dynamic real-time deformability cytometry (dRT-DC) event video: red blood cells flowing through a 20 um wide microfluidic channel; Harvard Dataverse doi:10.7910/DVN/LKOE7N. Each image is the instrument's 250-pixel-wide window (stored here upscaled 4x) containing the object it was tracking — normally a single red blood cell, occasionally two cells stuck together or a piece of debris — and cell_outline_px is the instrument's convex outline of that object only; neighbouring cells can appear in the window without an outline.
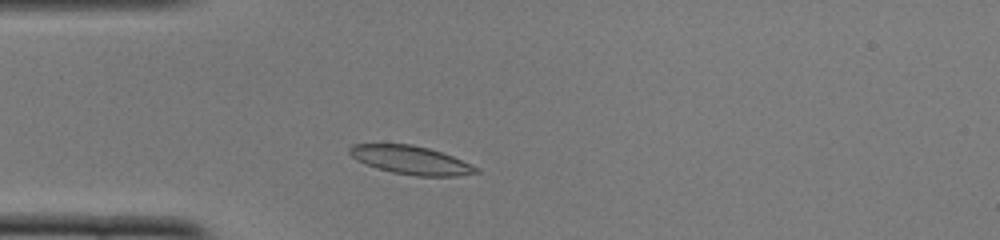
{"species": "common noctule bat (a hibernating species)", "species_latin": "Nyctalus noctula", "temperature_condition": "cold", "stored_images_in_passage": 44, "camera_frame_rate_fps": 3000, "um_per_image_px": 0.085, "animal": {"sex": "female", "body_mass_g": 22.0, "forearm_length_mm": 56.7}, "frame": {"image": 1, "passage_image": 6, "time_ms": 1.667, "image_size_px": [1000, 240], "cell_outline_px": [[480, 172], [456, 176], [416, 176], [392, 172], [364, 164], [356, 160], [348, 152], [348, 148], [352, 144], [412, 144], [428, 148], [452, 156], [472, 164], [480, 168]], "centroid_in_image_um": [34.92, 13.61], "position_along_channel_um": 50.1, "area_um2": 20.98}}
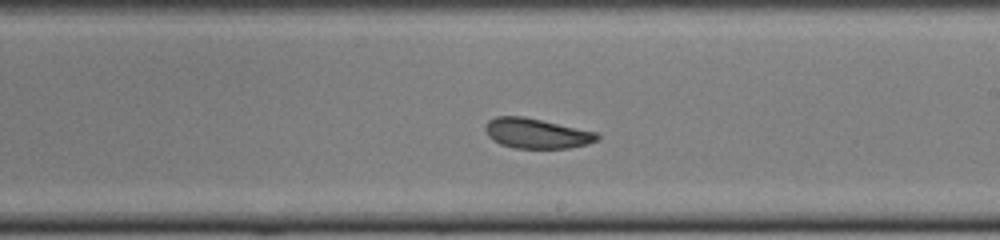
{"frame": {"image": 2, "passage_image": 22, "time_ms": 7.0, "image_size_px": [1000, 240], "cell_outline_px": [[600, 136], [596, 140], [588, 144], [568, 148], [512, 148], [500, 144], [492, 140], [488, 136], [484, 128], [488, 120], [496, 116], [524, 116], [596, 132]], "centroid_in_image_um": [45.57, 11.34], "position_along_channel_um": 243.4, "area_um2": 19.59}}
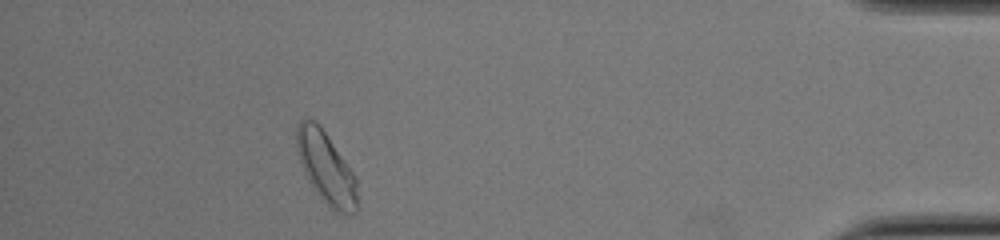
{"frame": {"image": 3, "passage_image": 39, "time_ms": 12.667, "image_size_px": [1000, 240], "cell_outline_px": [[356, 212], [340, 216], [332, 212], [324, 204], [312, 188], [304, 172], [296, 148], [296, 128], [300, 120], [312, 120], [324, 132], [352, 172], [356, 180]], "centroid_in_image_um": [27.69, 14.37], "position_along_channel_um": 407.5, "area_um2": 25.03}, "authors_computed_cell_mechanics": {"area_um2": 20.6346, "velocity_mm_per_s": 3.8083, "shape_relaxation_time_tau1_ms": 4.9594, "shape_relaxation_time_tau2_ms": 2.921, "deformation_change_tau1": 0.1012, "deformation_change_tau2": 0.0684}}